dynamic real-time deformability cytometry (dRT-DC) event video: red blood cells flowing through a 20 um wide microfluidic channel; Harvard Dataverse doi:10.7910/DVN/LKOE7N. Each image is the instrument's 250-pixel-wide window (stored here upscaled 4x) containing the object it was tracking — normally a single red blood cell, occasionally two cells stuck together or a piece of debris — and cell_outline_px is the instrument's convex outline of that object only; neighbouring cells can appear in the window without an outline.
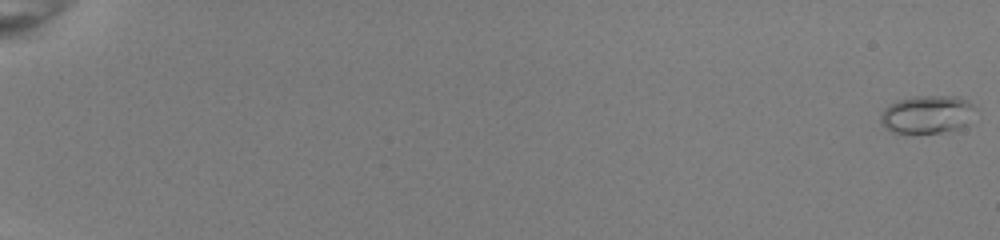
{"species": "common noctule bat (a hibernating species)", "species_latin": "Nyctalus noctula", "temperature_condition": "room temperature", "stored_images_in_passage": 54, "camera_frame_rate_fps": 3000, "um_per_image_px": 0.085, "animal": {"sex": "female", "body_mass_g": 22.0, "forearm_length_mm": 56.7}, "frame": {"image": 1, "passage_image": 1, "time_ms": 0.0, "image_size_px": [1000, 240], "cell_outline_px": [[976, 108], [972, 124], [940, 132], [892, 132], [880, 120], [880, 116], [884, 108], [900, 100], [916, 96], [956, 96], [968, 100]], "centroid_in_image_um": [78.9, 9.71], "position_along_channel_um": 6.1, "area_um2": 20.81}}
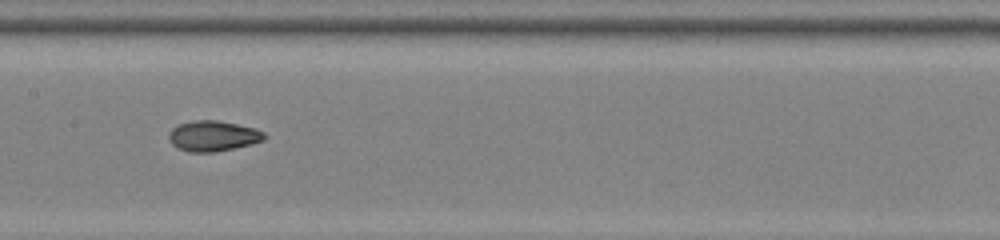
{"frame": {"image": 2, "passage_image": 31, "time_ms": 10.0, "image_size_px": [1000, 240], "cell_outline_px": [[268, 136], [264, 140], [252, 144], [212, 152], [188, 152], [172, 144], [168, 140], [168, 136], [172, 128], [180, 124], [192, 120], [216, 120], [256, 128], [264, 132]], "centroid_in_image_um": [18.12, 11.55], "position_along_channel_um": 189.3, "area_um2": 16.94}}
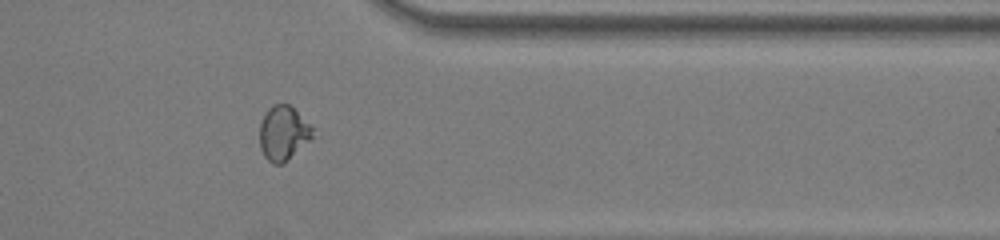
{"frame": {"image": 3, "passage_image": 46, "time_ms": 15.0, "image_size_px": [1000, 240], "cell_outline_px": [[312, 136], [284, 164], [272, 164], [264, 156], [260, 148], [260, 120], [268, 108], [272, 104], [288, 104], [312, 128]], "centroid_in_image_um": [24.01, 11.33], "position_along_channel_um": 387.4, "area_um2": 16.42}, "authors_computed_cell_mechanics": {"area_um2": 16.7909, "velocity_mm_per_s": 4.0284, "shape_relaxation_time_tau1_ms": null, "shape_relaxation_time_tau2_ms": 1.2174, "deformation_change_tau1": null, "deformation_change_tau2": 0.0565}}